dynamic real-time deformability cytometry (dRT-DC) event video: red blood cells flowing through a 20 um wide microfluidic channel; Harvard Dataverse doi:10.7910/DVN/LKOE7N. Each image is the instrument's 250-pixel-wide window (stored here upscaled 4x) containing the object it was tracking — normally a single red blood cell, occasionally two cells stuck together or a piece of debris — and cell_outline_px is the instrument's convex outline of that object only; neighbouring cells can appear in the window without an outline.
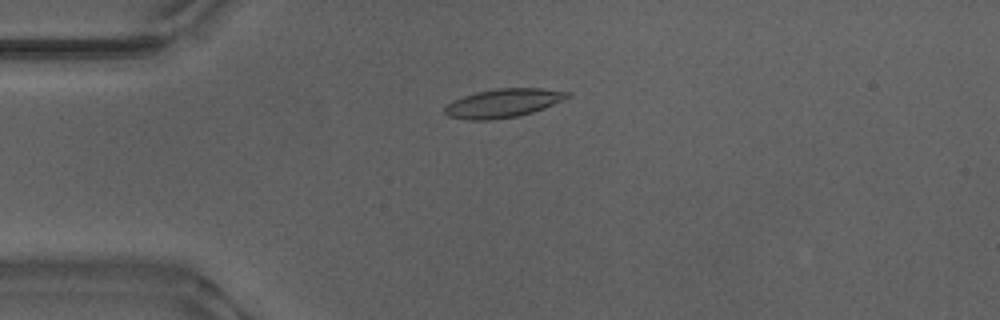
{"species": "Egyptian fruit bat (a non-hibernating species)", "species_latin": "Rousettus aegyptiacus", "temperature_condition": "warm", "stored_images_in_passage": 47, "camera_frame_rate_fps": 3000, "um_per_image_px": 0.085, "animal": {"sex": "male"}, "frame": {"image": 1, "passage_image": 7, "time_ms": 2.0, "image_size_px": [1000, 320], "cell_outline_px": [[572, 96], [544, 108], [532, 112], [516, 116], [492, 120], [468, 120], [448, 116], [444, 112], [444, 108], [452, 100], [476, 92], [496, 88], [540, 88], [572, 92]], "centroid_in_image_um": [42.78, 8.76], "position_along_channel_um": 42.2, "area_um2": 20.52}}
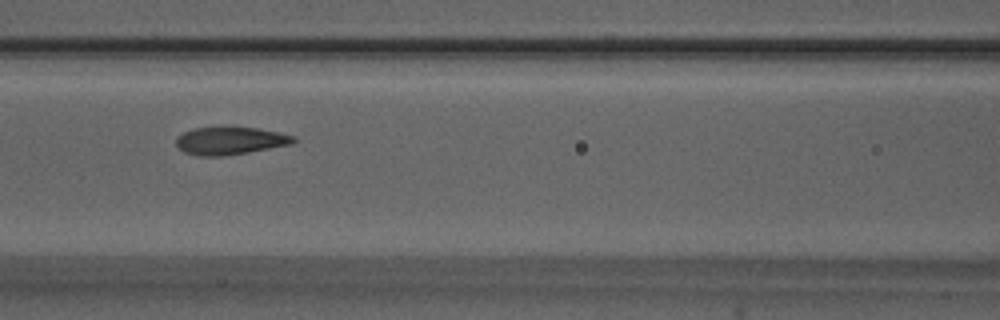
{"frame": {"image": 2, "passage_image": 17, "time_ms": 5.333, "image_size_px": [1000, 320], "cell_outline_px": [[300, 140], [292, 144], [248, 152], [220, 156], [196, 156], [184, 152], [176, 144], [176, 136], [192, 128], [232, 124], [260, 128], [296, 136]], "centroid_in_image_um": [19.58, 11.91], "position_along_channel_um": 147.0, "area_um2": 19.88}}
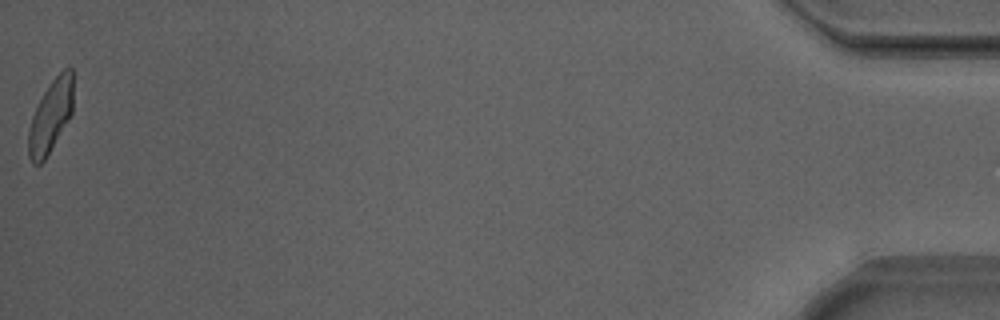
{"frame": {"image": 3, "passage_image": 47, "time_ms": 15.333, "image_size_px": [1000, 320], "cell_outline_px": [[72, 112], [68, 120], [44, 160], [40, 164], [32, 164], [28, 156], [28, 132], [32, 116], [44, 92], [52, 80], [64, 68], [72, 68]], "centroid_in_image_um": [4.29, 9.89], "position_along_channel_um": 430.9, "area_um2": 18.5}, "authors_computed_cell_mechanics": {"area_um2": 19.4786, "velocity_mm_per_s": 3.8735, "shape_relaxation_time_tau1_ms": 3.455, "shape_relaxation_time_tau2_ms": 1.0089, "deformation_change_tau1": 0.138, "deformation_change_tau2": 0.073}}